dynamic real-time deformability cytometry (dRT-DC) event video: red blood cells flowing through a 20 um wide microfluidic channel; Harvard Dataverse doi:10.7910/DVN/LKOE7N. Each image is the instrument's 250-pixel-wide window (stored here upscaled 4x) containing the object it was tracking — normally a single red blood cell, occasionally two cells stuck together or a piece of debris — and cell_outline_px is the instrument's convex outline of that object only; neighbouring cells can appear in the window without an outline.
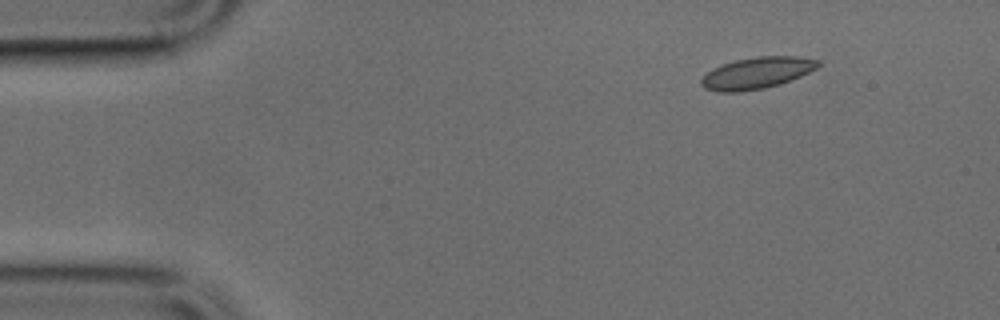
{"species": "common noctule bat (a hibernating species)", "species_latin": "Nyctalus noctula", "temperature_condition": "cold", "stored_images_in_passage": 44, "camera_frame_rate_fps": 3000, "um_per_image_px": 0.085, "animal": {"sex": "male", "body_mass_g": 17.9, "forearm_length_mm": 54.2}, "frame": {"image": 1, "passage_image": 1, "time_ms": 0.0, "image_size_px": [1000, 320], "cell_outline_px": [[820, 64], [816, 68], [800, 76], [780, 84], [764, 88], [740, 92], [716, 92], [704, 88], [700, 84], [700, 80], [712, 68], [736, 60], [760, 56], [796, 56], [820, 60]], "centroid_in_image_um": [64.31, 6.21], "position_along_channel_um": 20.7, "area_um2": 21.39}}
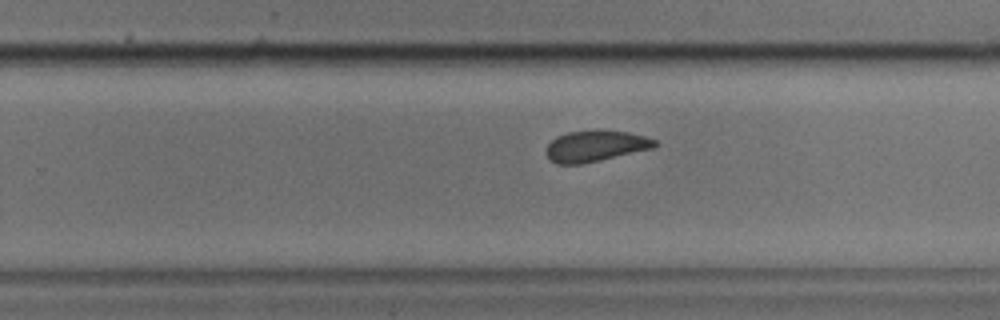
{"frame": {"image": 2, "passage_image": 26, "time_ms": 8.333, "image_size_px": [1000, 320], "cell_outline_px": [[660, 144], [652, 148], [584, 164], [556, 164], [548, 160], [544, 152], [548, 144], [556, 136], [568, 132], [600, 128], [628, 132], [644, 136], [656, 140]], "centroid_in_image_um": [50.58, 12.4], "position_along_channel_um": 279.2, "area_um2": 20.23}}
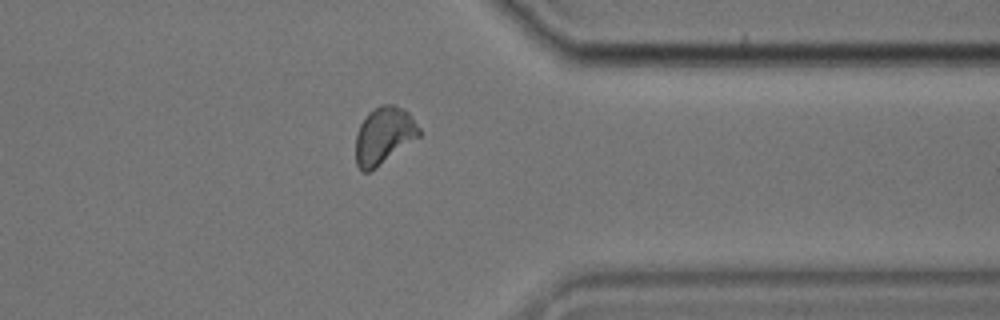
{"frame": {"image": 3, "passage_image": 34, "time_ms": 11.0, "image_size_px": [1000, 320], "cell_outline_px": [[420, 136], [376, 168], [368, 172], [364, 172], [356, 164], [356, 132], [360, 124], [368, 112], [380, 104], [392, 104], [404, 108], [408, 112], [420, 128]], "centroid_in_image_um": [32.62, 11.5], "position_along_channel_um": 378.8, "area_um2": 21.15}}